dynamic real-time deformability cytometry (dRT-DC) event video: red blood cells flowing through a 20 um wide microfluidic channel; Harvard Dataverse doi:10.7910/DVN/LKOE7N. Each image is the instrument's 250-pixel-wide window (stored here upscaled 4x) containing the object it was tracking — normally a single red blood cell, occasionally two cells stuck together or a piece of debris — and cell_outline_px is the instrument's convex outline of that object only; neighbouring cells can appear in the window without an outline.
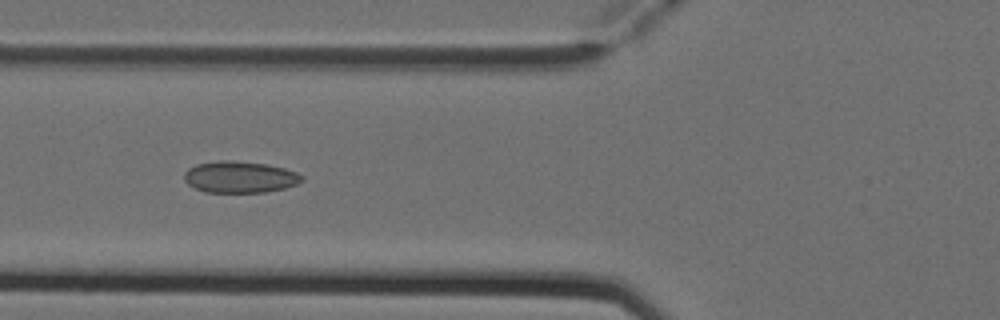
{"species": "Egyptian fruit bat (a non-hibernating species)", "species_latin": "Rousettus aegyptiacus", "temperature_condition": "cold", "stored_images_in_passage": 6, "camera_frame_rate_fps": 3000, "um_per_image_px": 0.085, "animal": {"sex": "female"}, "frame": {"image": 1, "passage_image": 6, "time_ms": 1.667, "image_size_px": [1000, 320], "cell_outline_px": [[304, 180], [296, 184], [284, 188], [264, 192], [204, 192], [188, 184], [184, 180], [184, 172], [188, 168], [196, 164], [220, 160], [228, 160], [268, 164], [284, 168], [296, 172], [304, 176]], "centroid_in_image_um": [20.38, 15.04], "position_along_channel_um": 105.4, "area_um2": 21.68}}